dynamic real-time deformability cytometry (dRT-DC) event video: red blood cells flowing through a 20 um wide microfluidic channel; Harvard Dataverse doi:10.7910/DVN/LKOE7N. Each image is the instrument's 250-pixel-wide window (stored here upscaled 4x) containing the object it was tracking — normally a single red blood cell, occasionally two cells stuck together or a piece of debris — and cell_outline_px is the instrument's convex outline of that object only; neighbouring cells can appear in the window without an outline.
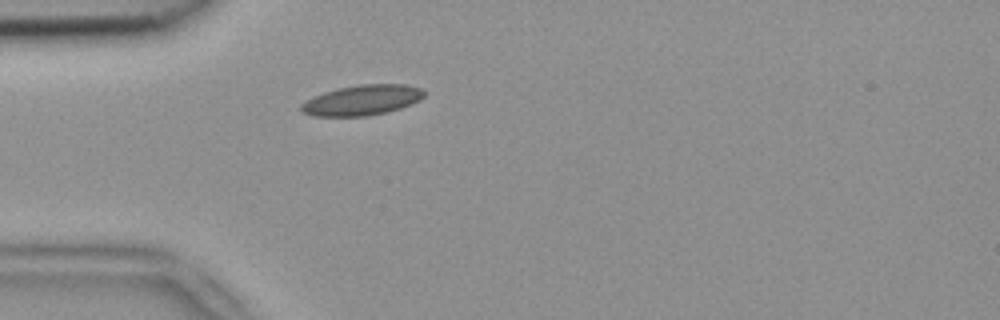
{"species": "common noctule bat (a hibernating species)", "species_latin": "Nyctalus noctula", "temperature_condition": "room temperature", "stored_images_in_passage": 31, "camera_frame_rate_fps": 3000, "um_per_image_px": 0.085, "animal": {"sex": "female", "body_mass_g": 18.4}, "frame": {"image": 1, "passage_image": 1, "time_ms": 0.0, "image_size_px": [1000, 320], "cell_outline_px": [[424, 96], [420, 100], [412, 104], [400, 108], [368, 116], [312, 116], [300, 112], [300, 104], [312, 96], [336, 88], [360, 84], [404, 84], [424, 88]], "centroid_in_image_um": [30.75, 8.5], "position_along_channel_um": 54.2, "area_um2": 21.96}}
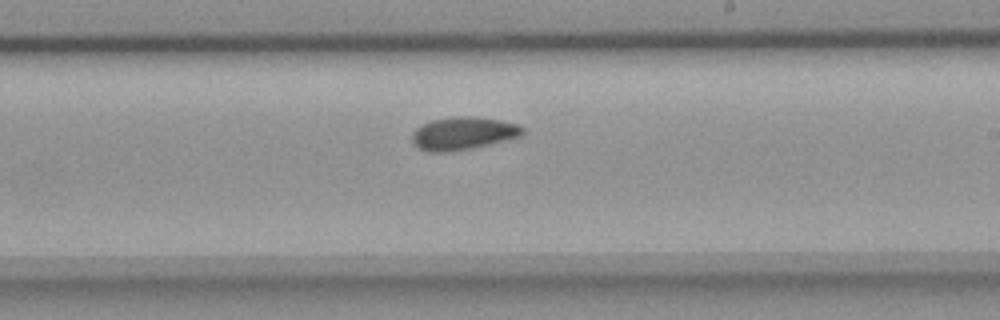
{"frame": {"image": 2, "passage_image": 17, "time_ms": 5.333, "image_size_px": [1000, 320], "cell_outline_px": [[524, 132], [520, 136], [472, 148], [444, 152], [428, 152], [412, 144], [412, 132], [420, 124], [432, 120], [452, 116], [472, 116], [500, 120], [520, 124], [524, 128]], "centroid_in_image_um": [39.33, 11.32], "position_along_channel_um": 249.7, "area_um2": 21.21}}
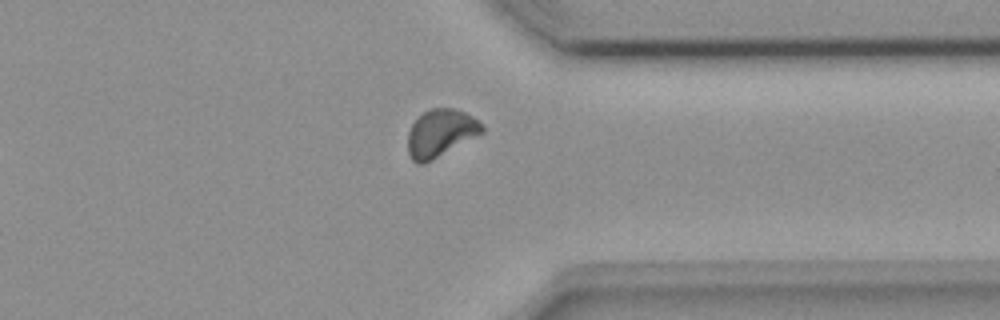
{"frame": {"image": 3, "passage_image": 27, "time_ms": 8.667, "image_size_px": [1000, 320], "cell_outline_px": [[484, 132], [432, 160], [424, 164], [416, 164], [412, 160], [408, 152], [408, 132], [412, 124], [424, 112], [432, 108], [456, 108], [472, 116], [484, 124]], "centroid_in_image_um": [37.46, 11.32], "position_along_channel_um": 373.9, "area_um2": 20.52}, "authors_computed_cell_mechanics": {"area_um2": 20.4034, "velocity_mm_per_s": 3.8024, "shape_relaxation_time_tau1_ms": 10.2466, "shape_relaxation_time_tau2_ms": 4.2879, "deformation_change_tau1": 0.1432, "deformation_change_tau2": 0.0851}}